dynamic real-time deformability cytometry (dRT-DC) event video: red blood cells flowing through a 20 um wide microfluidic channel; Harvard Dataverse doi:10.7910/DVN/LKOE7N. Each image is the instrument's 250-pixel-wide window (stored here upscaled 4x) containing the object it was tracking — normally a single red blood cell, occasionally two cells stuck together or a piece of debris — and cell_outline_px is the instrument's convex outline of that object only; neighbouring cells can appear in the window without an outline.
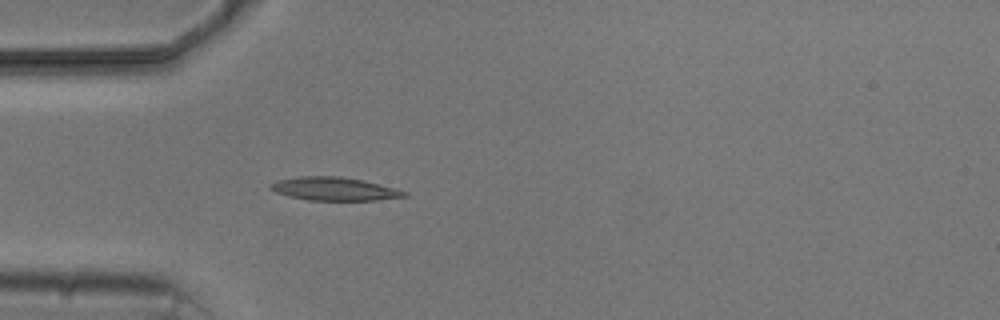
{"species": "common noctule bat (a hibernating species)", "species_latin": "Nyctalus noctula", "temperature_condition": "cold", "stored_images_in_passage": 3, "camera_frame_rate_fps": 3000, "um_per_image_px": 0.085, "animal": {"sex": "male", "body_mass_g": 20.5, "forearm_length_mm": 52.5}, "frame": {"image": 1, "passage_image": 3, "time_ms": 2.333, "image_size_px": [1000, 320], "cell_outline_px": [[408, 196], [376, 200], [308, 200], [288, 196], [276, 192], [268, 188], [268, 184], [280, 180], [300, 176], [340, 176], [364, 180], [396, 188], [408, 192]], "centroid_in_image_um": [28.42, 16.05], "position_along_channel_um": 56.6, "area_um2": 18.21}}